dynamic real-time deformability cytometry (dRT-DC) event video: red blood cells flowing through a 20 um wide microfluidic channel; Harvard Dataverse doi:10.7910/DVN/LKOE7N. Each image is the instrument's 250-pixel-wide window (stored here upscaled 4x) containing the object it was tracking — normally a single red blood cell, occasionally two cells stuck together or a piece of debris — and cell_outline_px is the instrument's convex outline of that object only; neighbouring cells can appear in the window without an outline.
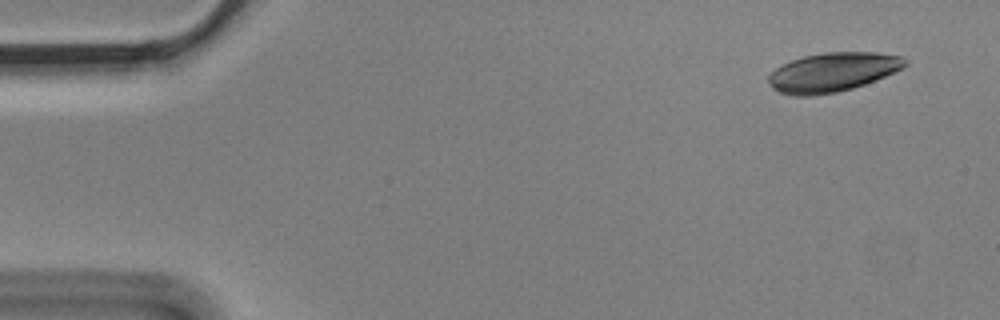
{"species": "Egyptian fruit bat (a non-hibernating species)", "species_latin": "Rousettus aegyptiacus", "temperature_condition": "cold", "stored_images_in_passage": 5, "camera_frame_rate_fps": 3000, "um_per_image_px": 0.085, "animal": {"sex": "male"}, "frame": {"image": 1, "passage_image": 1, "time_ms": 0.0, "image_size_px": [1000, 320], "cell_outline_px": [[908, 64], [904, 68], [876, 80], [852, 88], [836, 92], [812, 96], [792, 96], [780, 92], [772, 88], [768, 80], [768, 76], [776, 68], [792, 60], [804, 56], [824, 52], [876, 52], [904, 56], [908, 60]], "centroid_in_image_um": [70.82, 6.13], "position_along_channel_um": 14.2, "area_um2": 31.27}}
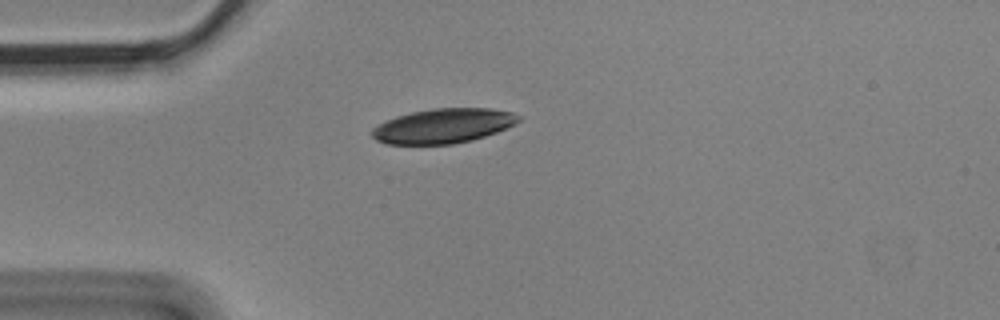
{"frame": {"image": 2, "passage_image": 4, "time_ms": 1.0, "image_size_px": [1000, 320], "cell_outline_px": [[520, 120], [516, 124], [496, 132], [472, 140], [452, 144], [388, 144], [376, 140], [372, 136], [372, 128], [396, 116], [412, 112], [432, 108], [492, 108], [512, 112], [520, 116]], "centroid_in_image_um": [37.7, 10.69], "position_along_channel_um": 47.3, "area_um2": 29.48}}